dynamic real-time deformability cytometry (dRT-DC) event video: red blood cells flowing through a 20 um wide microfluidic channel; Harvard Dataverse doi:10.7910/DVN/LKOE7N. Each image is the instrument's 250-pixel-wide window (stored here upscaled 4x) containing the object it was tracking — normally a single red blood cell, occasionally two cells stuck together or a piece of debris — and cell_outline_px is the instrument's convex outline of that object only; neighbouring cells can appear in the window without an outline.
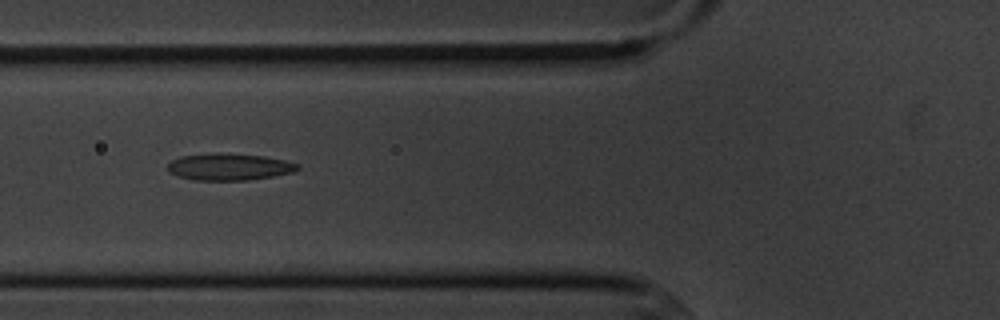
{"species": "common noctule bat (a hibernating species)", "species_latin": "Nyctalus noctula", "temperature_condition": "cold", "stored_images_in_passage": 12, "camera_frame_rate_fps": 3000, "um_per_image_px": 0.085, "animal": {"sex": "male", "body_mass_g": 20.1, "forearm_length_mm": 53.5}, "frame": {"image": 1, "passage_image": 5, "time_ms": 5.667, "image_size_px": [1000, 320], "cell_outline_px": [[300, 168], [292, 172], [272, 176], [248, 180], [196, 180], [180, 176], [168, 172], [168, 164], [172, 160], [180, 156], [212, 152], [216, 152], [264, 156], [284, 160], [300, 164]], "centroid_in_image_um": [19.47, 14.17], "position_along_channel_um": 106.3, "area_um2": 20.35}}
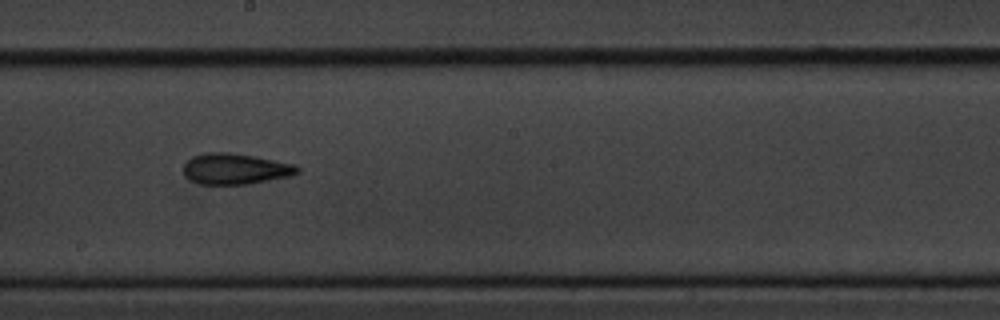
{"frame": {"image": 2, "passage_image": 8, "time_ms": 9.0, "image_size_px": [1000, 320], "cell_outline_px": [[300, 172], [292, 176], [248, 184], [200, 184], [184, 176], [184, 164], [192, 156], [208, 152], [228, 152], [252, 156], [292, 164], [300, 168]], "centroid_in_image_um": [19.99, 14.36], "position_along_channel_um": 228.2, "area_um2": 20.35}}
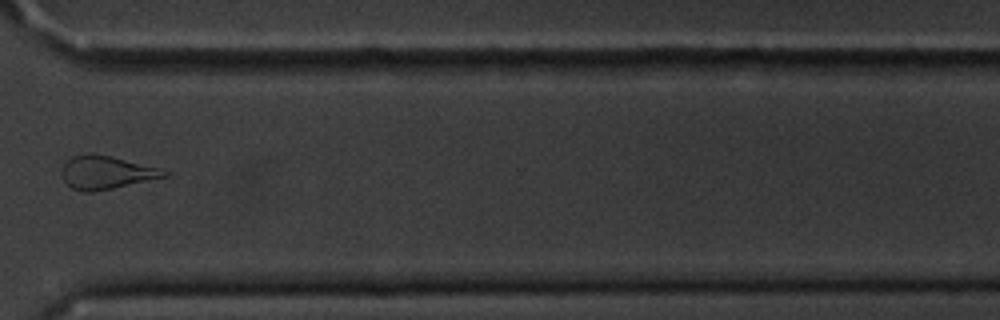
{"frame": {"image": 3, "passage_image": 11, "time_ms": 12.667, "image_size_px": [1000, 320], "cell_outline_px": [[172, 172], [168, 176], [112, 188], [92, 192], [84, 192], [72, 188], [64, 180], [60, 172], [64, 164], [72, 156], [88, 152], [92, 152], [112, 156], [160, 168]], "centroid_in_image_um": [9.03, 14.64], "position_along_channel_um": 361.6, "area_um2": 19.94}, "authors_computed_cell_mechanics": {"area_um2": 20.2878, "velocity_mm_per_s": 3.6428, "shape_relaxation_time_tau1_ms": 10.7938, "shape_relaxation_time_tau2_ms": 2.0066, "deformation_change_tau1": 0.2153, "deformation_change_tau2": 0.0904}}